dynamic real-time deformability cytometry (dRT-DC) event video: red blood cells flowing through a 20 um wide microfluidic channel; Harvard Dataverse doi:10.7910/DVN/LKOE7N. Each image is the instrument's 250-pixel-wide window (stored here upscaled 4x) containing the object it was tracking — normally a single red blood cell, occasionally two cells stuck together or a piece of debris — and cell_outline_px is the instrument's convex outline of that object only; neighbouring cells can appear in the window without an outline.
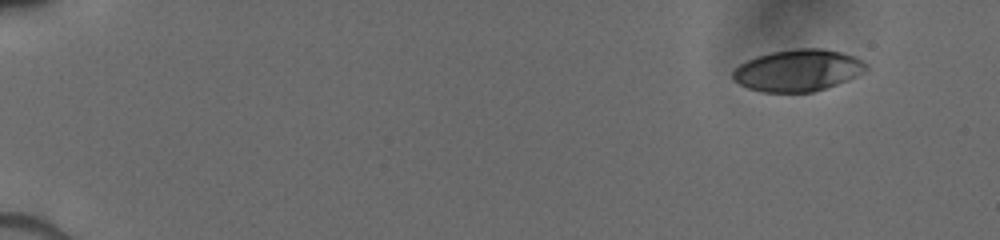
{"species": "human", "species_latin": "Homo sapiens", "temperature_condition": "cold", "stored_images_in_passage": 8, "camera_frame_rate_fps": 3000, "um_per_image_px": 0.085, "donor": {"sex": "male"}, "frame": {"image": 1, "passage_image": 1, "time_ms": 0.0, "image_size_px": [1000, 240], "cell_outline_px": [[868, 68], [856, 76], [848, 80], [812, 92], [760, 92], [748, 88], [732, 80], [732, 72], [740, 64], [756, 56], [772, 52], [796, 48], [824, 48], [856, 56], [868, 64]], "centroid_in_image_um": [67.82, 5.97], "position_along_channel_um": 17.2, "area_um2": 32.48}}
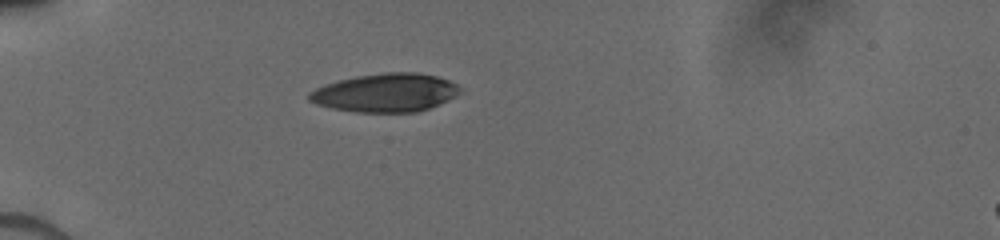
{"frame": {"image": 2, "passage_image": 6, "time_ms": 4.0, "image_size_px": [1000, 240], "cell_outline_px": [[464, 92], [448, 100], [428, 108], [416, 112], [356, 112], [332, 108], [316, 104], [308, 100], [308, 92], [324, 84], [356, 76], [384, 72], [416, 72], [436, 76], [448, 80], [456, 84]], "centroid_in_image_um": [32.77, 7.88], "position_along_channel_um": 52.2, "area_um2": 33.87}}
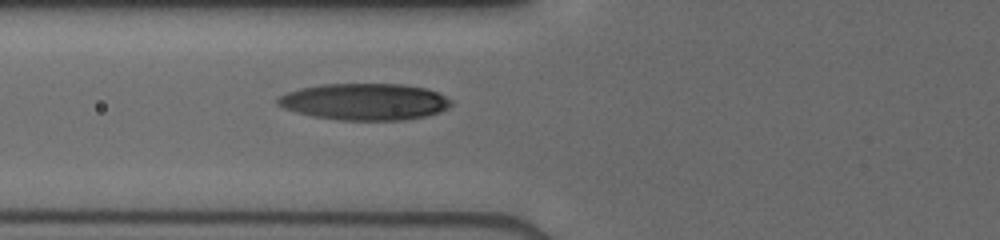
{"frame": {"image": 3, "passage_image": 8, "time_ms": 5.667, "image_size_px": [1000, 240], "cell_outline_px": [[452, 104], [448, 108], [428, 116], [404, 120], [340, 120], [312, 116], [284, 108], [276, 104], [276, 100], [280, 96], [288, 92], [300, 88], [324, 84], [404, 84], [424, 88], [436, 92], [452, 100]], "centroid_in_image_um": [31.01, 8.65], "position_along_channel_um": 94.8, "area_um2": 36.99}}